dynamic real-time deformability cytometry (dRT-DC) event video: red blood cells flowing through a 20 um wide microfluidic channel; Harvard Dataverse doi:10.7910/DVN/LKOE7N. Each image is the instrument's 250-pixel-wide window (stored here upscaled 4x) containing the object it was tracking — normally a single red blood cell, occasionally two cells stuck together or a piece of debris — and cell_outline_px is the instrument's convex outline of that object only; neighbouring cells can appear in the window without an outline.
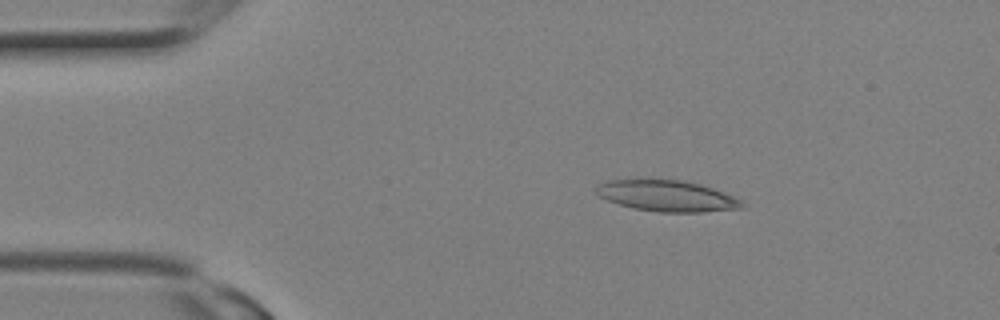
{"species": "Egyptian fruit bat (a non-hibernating species)", "species_latin": "Rousettus aegyptiacus", "temperature_condition": "room temperature", "stored_images_in_passage": 7, "camera_frame_rate_fps": 3000, "um_per_image_px": 0.085, "animal": {"sex": "female"}, "frame": {"image": 1, "passage_image": 4, "time_ms": 1.0, "image_size_px": [1000, 320], "cell_outline_px": [[744, 208], [704, 212], [656, 212], [636, 208], [620, 204], [608, 200], [600, 196], [596, 192], [596, 184], [608, 180], [648, 176], [680, 180], [700, 184], [724, 192], [740, 200], [744, 204]], "centroid_in_image_um": [56.64, 16.6], "position_along_channel_um": 28.4, "area_um2": 27.17}}